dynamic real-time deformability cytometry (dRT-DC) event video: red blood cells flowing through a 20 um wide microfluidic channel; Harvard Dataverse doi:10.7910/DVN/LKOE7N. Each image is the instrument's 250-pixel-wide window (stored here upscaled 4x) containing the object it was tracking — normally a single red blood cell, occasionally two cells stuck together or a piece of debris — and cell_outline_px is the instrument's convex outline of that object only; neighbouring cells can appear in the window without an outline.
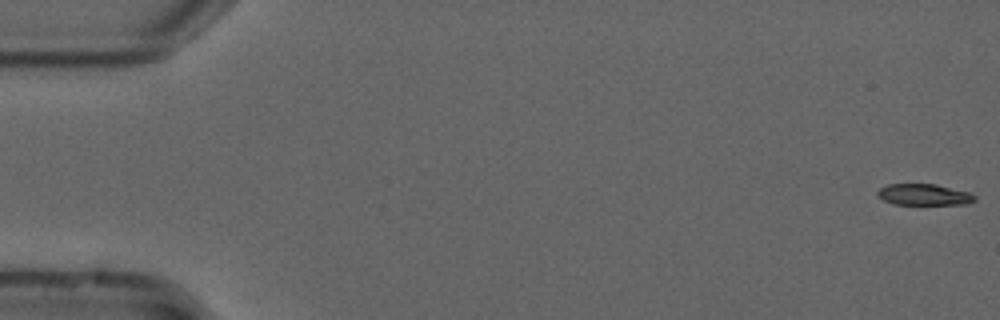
{"species": "common noctule bat (a hibernating species)", "species_latin": "Nyctalus noctula", "temperature_condition": "cold", "stored_images_in_passage": 55, "camera_frame_rate_fps": 3000, "um_per_image_px": 0.085, "animal": {"sex": "male", "forearm_length_mm": 52.5}, "frame": {"image": 1, "passage_image": 1, "time_ms": 0.0, "image_size_px": [1000, 320], "cell_outline_px": [[976, 200], [968, 204], [892, 204], [876, 196], [876, 192], [880, 188], [888, 184], [936, 184], [968, 192], [976, 196]], "centroid_in_image_um": [78.52, 16.54], "position_along_channel_um": 6.5, "area_um2": 12.08}}
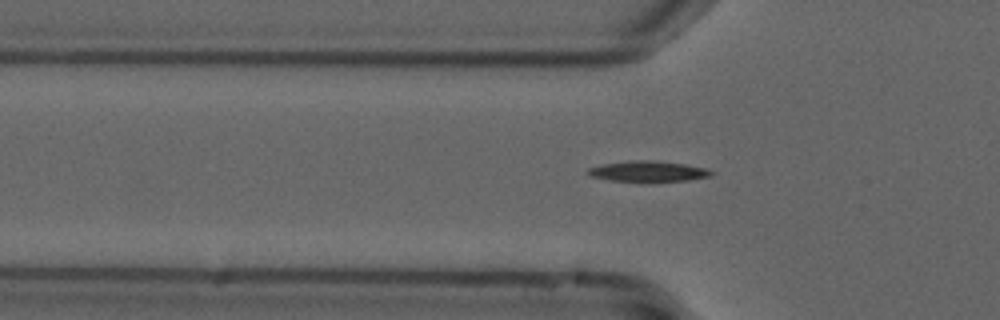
{"frame": {"image": 2, "passage_image": 18, "time_ms": 5.667, "image_size_px": [1000, 320], "cell_outline_px": [[716, 172], [712, 176], [688, 180], [608, 180], [588, 176], [588, 168], [600, 164], [628, 160], [652, 160], [684, 164], [708, 168]], "centroid_in_image_um": [55.09, 14.53], "position_along_channel_um": 70.7, "area_um2": 14.68}}
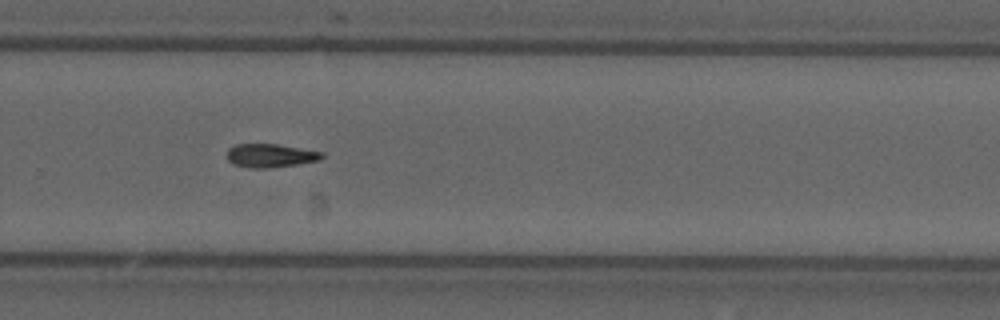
{"frame": {"image": 3, "passage_image": 37, "time_ms": 12.0, "image_size_px": [1000, 320], "cell_outline_px": [[324, 156], [320, 160], [296, 164], [268, 168], [252, 168], [232, 164], [228, 160], [228, 148], [236, 144], [276, 144], [324, 152]], "centroid_in_image_um": [22.98, 13.22], "position_along_channel_um": 306.8, "area_um2": 12.95}, "authors_computed_cell_mechanics": {"area_um2": 13.2362, "velocity_mm_per_s": 3.728, "shape_relaxation_time_tau1_ms": 9.1835, "shape_relaxation_time_tau2_ms": null, "deformation_change_tau1": 0.1851, "deformation_change_tau2": null}}